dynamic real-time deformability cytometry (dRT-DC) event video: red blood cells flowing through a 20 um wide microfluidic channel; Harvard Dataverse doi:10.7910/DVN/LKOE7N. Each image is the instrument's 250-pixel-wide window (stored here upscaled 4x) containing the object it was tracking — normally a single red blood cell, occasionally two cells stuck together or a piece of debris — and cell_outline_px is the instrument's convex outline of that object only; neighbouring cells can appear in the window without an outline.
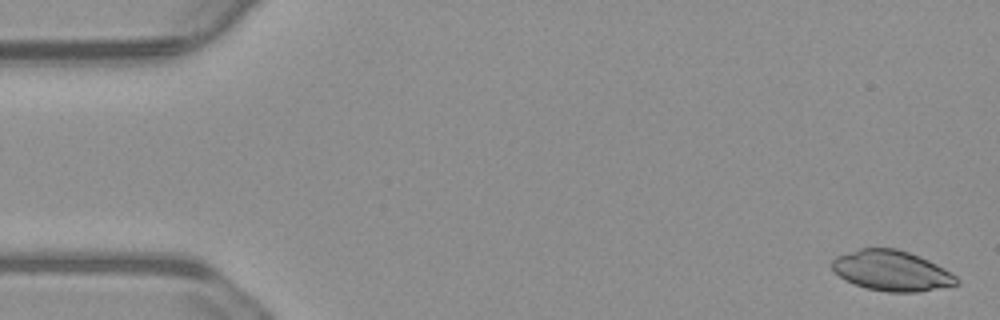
{"species": "common noctule bat (a hibernating species)", "species_latin": "Nyctalus noctula", "temperature_condition": "warm", "stored_images_in_passage": 57, "camera_frame_rate_fps": 3000, "um_per_image_px": 0.085, "animal": {"sex": "male", "body_mass_g": 23.1, "forearm_length_mm": 52.7}, "frame": {"image": 1, "passage_image": 2, "time_ms": 0.333, "image_size_px": [1000, 320], "cell_outline_px": [[960, 284], [916, 292], [888, 292], [868, 288], [844, 280], [832, 268], [832, 260], [836, 256], [860, 248], [896, 248], [908, 252], [928, 260], [936, 264], [956, 276], [960, 280]], "centroid_in_image_um": [75.79, 23.01], "position_along_channel_um": 9.2, "area_um2": 29.02}}